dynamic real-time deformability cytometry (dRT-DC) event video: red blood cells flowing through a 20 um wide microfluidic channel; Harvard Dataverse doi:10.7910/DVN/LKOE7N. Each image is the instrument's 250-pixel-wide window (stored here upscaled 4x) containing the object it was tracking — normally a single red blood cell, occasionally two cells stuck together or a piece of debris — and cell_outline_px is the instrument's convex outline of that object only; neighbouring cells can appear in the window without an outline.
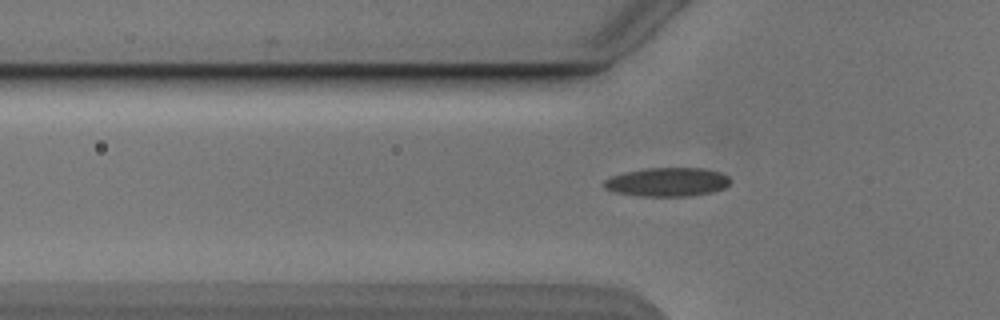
{"species": "Egyptian fruit bat (a non-hibernating species)", "species_latin": "Rousettus aegyptiacus", "temperature_condition": "cold", "stored_images_in_passage": 37, "camera_frame_rate_fps": 3000, "um_per_image_px": 0.085, "animal": {"sex": "male"}, "frame": {"image": 1, "passage_image": 7, "time_ms": 2.0, "image_size_px": [1000, 320], "cell_outline_px": [[732, 180], [724, 188], [712, 192], [692, 196], [640, 196], [616, 192], [604, 188], [600, 184], [604, 180], [612, 176], [624, 172], [648, 168], [704, 168], [720, 172], [728, 176]], "centroid_in_image_um": [56.72, 15.47], "position_along_channel_um": 69.1, "area_um2": 21.33}}
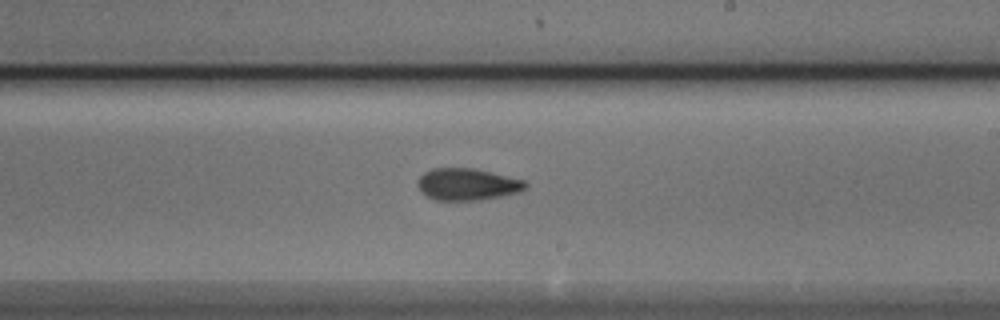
{"frame": {"image": 2, "passage_image": 21, "time_ms": 6.667, "image_size_px": [1000, 320], "cell_outline_px": [[528, 188], [520, 192], [480, 200], [436, 200], [428, 196], [416, 184], [420, 176], [424, 172], [432, 168], [476, 168], [524, 180], [528, 184]], "centroid_in_image_um": [39.76, 15.65], "position_along_channel_um": 249.2, "area_um2": 20.06}}
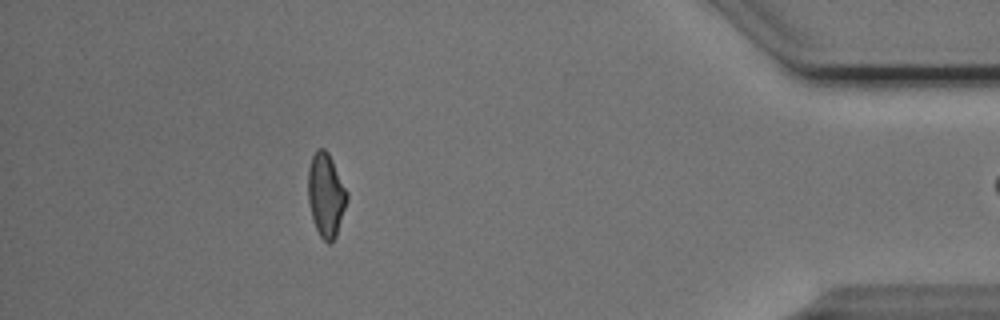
{"frame": {"image": 3, "passage_image": 37, "time_ms": 12.0, "image_size_px": [1000, 320], "cell_outline_px": [[348, 196], [336, 236], [332, 244], [328, 244], [320, 236], [316, 228], [312, 216], [308, 200], [308, 168], [312, 156], [316, 148], [324, 148], [328, 152], [348, 192]], "centroid_in_image_um": [27.7, 16.56], "position_along_channel_um": 407.5, "area_um2": 18.9}, "authors_computed_cell_mechanics": {"area_um2": 20.0566, "velocity_mm_per_s": 3.8734, "shape_relaxation_time_tau1_ms": 5.0471, "shape_relaxation_time_tau2_ms": 3.6761, "deformation_change_tau1": 0.1327, "deformation_change_tau2": 0.1077}}